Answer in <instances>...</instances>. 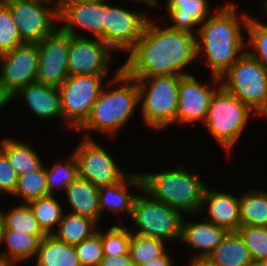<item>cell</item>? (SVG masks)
I'll return each instance as SVG.
<instances>
[{
  "label": "cell",
  "instance_id": "cell-40",
  "mask_svg": "<svg viewBox=\"0 0 267 266\" xmlns=\"http://www.w3.org/2000/svg\"><path fill=\"white\" fill-rule=\"evenodd\" d=\"M17 181V173L12 168L7 156L0 150V192L13 195Z\"/></svg>",
  "mask_w": 267,
  "mask_h": 266
},
{
  "label": "cell",
  "instance_id": "cell-26",
  "mask_svg": "<svg viewBox=\"0 0 267 266\" xmlns=\"http://www.w3.org/2000/svg\"><path fill=\"white\" fill-rule=\"evenodd\" d=\"M46 235L22 233L11 229H4L2 243L7 245V252H0V257L14 262L25 261L36 256L41 240Z\"/></svg>",
  "mask_w": 267,
  "mask_h": 266
},
{
  "label": "cell",
  "instance_id": "cell-45",
  "mask_svg": "<svg viewBox=\"0 0 267 266\" xmlns=\"http://www.w3.org/2000/svg\"><path fill=\"white\" fill-rule=\"evenodd\" d=\"M102 0H58L56 5H67L68 3H95Z\"/></svg>",
  "mask_w": 267,
  "mask_h": 266
},
{
  "label": "cell",
  "instance_id": "cell-12",
  "mask_svg": "<svg viewBox=\"0 0 267 266\" xmlns=\"http://www.w3.org/2000/svg\"><path fill=\"white\" fill-rule=\"evenodd\" d=\"M37 45L39 57L36 82L58 88L69 76L70 34L58 28Z\"/></svg>",
  "mask_w": 267,
  "mask_h": 266
},
{
  "label": "cell",
  "instance_id": "cell-8",
  "mask_svg": "<svg viewBox=\"0 0 267 266\" xmlns=\"http://www.w3.org/2000/svg\"><path fill=\"white\" fill-rule=\"evenodd\" d=\"M141 192L146 196H136L130 217L138 230L135 234L163 241L180 240L183 214Z\"/></svg>",
  "mask_w": 267,
  "mask_h": 266
},
{
  "label": "cell",
  "instance_id": "cell-14",
  "mask_svg": "<svg viewBox=\"0 0 267 266\" xmlns=\"http://www.w3.org/2000/svg\"><path fill=\"white\" fill-rule=\"evenodd\" d=\"M112 49L99 38L70 34L69 75H107Z\"/></svg>",
  "mask_w": 267,
  "mask_h": 266
},
{
  "label": "cell",
  "instance_id": "cell-48",
  "mask_svg": "<svg viewBox=\"0 0 267 266\" xmlns=\"http://www.w3.org/2000/svg\"><path fill=\"white\" fill-rule=\"evenodd\" d=\"M3 230H4V222L0 214V245L2 243Z\"/></svg>",
  "mask_w": 267,
  "mask_h": 266
},
{
  "label": "cell",
  "instance_id": "cell-28",
  "mask_svg": "<svg viewBox=\"0 0 267 266\" xmlns=\"http://www.w3.org/2000/svg\"><path fill=\"white\" fill-rule=\"evenodd\" d=\"M0 150L7 156L18 176L32 173L42 165L39 154L26 143L4 138Z\"/></svg>",
  "mask_w": 267,
  "mask_h": 266
},
{
  "label": "cell",
  "instance_id": "cell-5",
  "mask_svg": "<svg viewBox=\"0 0 267 266\" xmlns=\"http://www.w3.org/2000/svg\"><path fill=\"white\" fill-rule=\"evenodd\" d=\"M220 81L253 112L267 117V69L261 62L245 52L220 76Z\"/></svg>",
  "mask_w": 267,
  "mask_h": 266
},
{
  "label": "cell",
  "instance_id": "cell-24",
  "mask_svg": "<svg viewBox=\"0 0 267 266\" xmlns=\"http://www.w3.org/2000/svg\"><path fill=\"white\" fill-rule=\"evenodd\" d=\"M208 258L215 266H251L254 263L248 247L236 231H229Z\"/></svg>",
  "mask_w": 267,
  "mask_h": 266
},
{
  "label": "cell",
  "instance_id": "cell-44",
  "mask_svg": "<svg viewBox=\"0 0 267 266\" xmlns=\"http://www.w3.org/2000/svg\"><path fill=\"white\" fill-rule=\"evenodd\" d=\"M191 259L190 266H215L208 257H193Z\"/></svg>",
  "mask_w": 267,
  "mask_h": 266
},
{
  "label": "cell",
  "instance_id": "cell-17",
  "mask_svg": "<svg viewBox=\"0 0 267 266\" xmlns=\"http://www.w3.org/2000/svg\"><path fill=\"white\" fill-rule=\"evenodd\" d=\"M106 1L95 3H68L57 5L58 18L62 25L59 29L65 33L80 37L75 28L88 30L95 38L104 42V23Z\"/></svg>",
  "mask_w": 267,
  "mask_h": 266
},
{
  "label": "cell",
  "instance_id": "cell-42",
  "mask_svg": "<svg viewBox=\"0 0 267 266\" xmlns=\"http://www.w3.org/2000/svg\"><path fill=\"white\" fill-rule=\"evenodd\" d=\"M169 253H165L163 256L146 262L141 266H173Z\"/></svg>",
  "mask_w": 267,
  "mask_h": 266
},
{
  "label": "cell",
  "instance_id": "cell-33",
  "mask_svg": "<svg viewBox=\"0 0 267 266\" xmlns=\"http://www.w3.org/2000/svg\"><path fill=\"white\" fill-rule=\"evenodd\" d=\"M20 196L24 203L48 196V183L43 164L32 173L18 176L17 186L13 193Z\"/></svg>",
  "mask_w": 267,
  "mask_h": 266
},
{
  "label": "cell",
  "instance_id": "cell-29",
  "mask_svg": "<svg viewBox=\"0 0 267 266\" xmlns=\"http://www.w3.org/2000/svg\"><path fill=\"white\" fill-rule=\"evenodd\" d=\"M239 203L241 225L267 227V192H245Z\"/></svg>",
  "mask_w": 267,
  "mask_h": 266
},
{
  "label": "cell",
  "instance_id": "cell-31",
  "mask_svg": "<svg viewBox=\"0 0 267 266\" xmlns=\"http://www.w3.org/2000/svg\"><path fill=\"white\" fill-rule=\"evenodd\" d=\"M0 214L4 222V229L35 235H47L39 226L33 211L26 203L12 207L8 213L0 210Z\"/></svg>",
  "mask_w": 267,
  "mask_h": 266
},
{
  "label": "cell",
  "instance_id": "cell-50",
  "mask_svg": "<svg viewBox=\"0 0 267 266\" xmlns=\"http://www.w3.org/2000/svg\"><path fill=\"white\" fill-rule=\"evenodd\" d=\"M263 8L264 10H266V13H267V0H265V2L263 3Z\"/></svg>",
  "mask_w": 267,
  "mask_h": 266
},
{
  "label": "cell",
  "instance_id": "cell-7",
  "mask_svg": "<svg viewBox=\"0 0 267 266\" xmlns=\"http://www.w3.org/2000/svg\"><path fill=\"white\" fill-rule=\"evenodd\" d=\"M253 111L222 86L214 93L204 124L226 151L234 147Z\"/></svg>",
  "mask_w": 267,
  "mask_h": 266
},
{
  "label": "cell",
  "instance_id": "cell-20",
  "mask_svg": "<svg viewBox=\"0 0 267 266\" xmlns=\"http://www.w3.org/2000/svg\"><path fill=\"white\" fill-rule=\"evenodd\" d=\"M225 227L215 225L204 219V222H185L181 224V242L190 244L192 249L201 250L194 257H208L228 234Z\"/></svg>",
  "mask_w": 267,
  "mask_h": 266
},
{
  "label": "cell",
  "instance_id": "cell-39",
  "mask_svg": "<svg viewBox=\"0 0 267 266\" xmlns=\"http://www.w3.org/2000/svg\"><path fill=\"white\" fill-rule=\"evenodd\" d=\"M82 266H99L103 258L101 231L96 230L89 238L75 245Z\"/></svg>",
  "mask_w": 267,
  "mask_h": 266
},
{
  "label": "cell",
  "instance_id": "cell-51",
  "mask_svg": "<svg viewBox=\"0 0 267 266\" xmlns=\"http://www.w3.org/2000/svg\"><path fill=\"white\" fill-rule=\"evenodd\" d=\"M251 266H262L260 263H253Z\"/></svg>",
  "mask_w": 267,
  "mask_h": 266
},
{
  "label": "cell",
  "instance_id": "cell-23",
  "mask_svg": "<svg viewBox=\"0 0 267 266\" xmlns=\"http://www.w3.org/2000/svg\"><path fill=\"white\" fill-rule=\"evenodd\" d=\"M164 7L174 23L168 27L191 33L194 26L202 24L209 14L207 0H167Z\"/></svg>",
  "mask_w": 267,
  "mask_h": 266
},
{
  "label": "cell",
  "instance_id": "cell-13",
  "mask_svg": "<svg viewBox=\"0 0 267 266\" xmlns=\"http://www.w3.org/2000/svg\"><path fill=\"white\" fill-rule=\"evenodd\" d=\"M147 21L141 13L106 4L104 43L112 50L128 53L142 36Z\"/></svg>",
  "mask_w": 267,
  "mask_h": 266
},
{
  "label": "cell",
  "instance_id": "cell-46",
  "mask_svg": "<svg viewBox=\"0 0 267 266\" xmlns=\"http://www.w3.org/2000/svg\"><path fill=\"white\" fill-rule=\"evenodd\" d=\"M132 1H135V2H140V3H144V4H146V5H149V7H156V6H158V4H159V1L158 0H132Z\"/></svg>",
  "mask_w": 267,
  "mask_h": 266
},
{
  "label": "cell",
  "instance_id": "cell-6",
  "mask_svg": "<svg viewBox=\"0 0 267 266\" xmlns=\"http://www.w3.org/2000/svg\"><path fill=\"white\" fill-rule=\"evenodd\" d=\"M182 77L173 75L135 79L142 104V118L148 127L162 129L175 122Z\"/></svg>",
  "mask_w": 267,
  "mask_h": 266
},
{
  "label": "cell",
  "instance_id": "cell-15",
  "mask_svg": "<svg viewBox=\"0 0 267 266\" xmlns=\"http://www.w3.org/2000/svg\"><path fill=\"white\" fill-rule=\"evenodd\" d=\"M38 57L37 43H25L1 54L0 81L13 94L21 87L36 82Z\"/></svg>",
  "mask_w": 267,
  "mask_h": 266
},
{
  "label": "cell",
  "instance_id": "cell-21",
  "mask_svg": "<svg viewBox=\"0 0 267 266\" xmlns=\"http://www.w3.org/2000/svg\"><path fill=\"white\" fill-rule=\"evenodd\" d=\"M21 95L28 107L41 119L62 117L60 92L57 87L48 86L38 82L21 87L14 93Z\"/></svg>",
  "mask_w": 267,
  "mask_h": 266
},
{
  "label": "cell",
  "instance_id": "cell-36",
  "mask_svg": "<svg viewBox=\"0 0 267 266\" xmlns=\"http://www.w3.org/2000/svg\"><path fill=\"white\" fill-rule=\"evenodd\" d=\"M131 230L123 226H112L106 234L101 231L103 255L119 256L127 254L131 239Z\"/></svg>",
  "mask_w": 267,
  "mask_h": 266
},
{
  "label": "cell",
  "instance_id": "cell-3",
  "mask_svg": "<svg viewBox=\"0 0 267 266\" xmlns=\"http://www.w3.org/2000/svg\"><path fill=\"white\" fill-rule=\"evenodd\" d=\"M107 86L114 83V89L103 86L85 123L77 131H97L114 136L132 116L140 103L138 84L119 67ZM118 82V83H117ZM121 85H120V84Z\"/></svg>",
  "mask_w": 267,
  "mask_h": 266
},
{
  "label": "cell",
  "instance_id": "cell-1",
  "mask_svg": "<svg viewBox=\"0 0 267 266\" xmlns=\"http://www.w3.org/2000/svg\"><path fill=\"white\" fill-rule=\"evenodd\" d=\"M195 35L148 19L121 69L133 79L190 75L182 69L198 58Z\"/></svg>",
  "mask_w": 267,
  "mask_h": 266
},
{
  "label": "cell",
  "instance_id": "cell-37",
  "mask_svg": "<svg viewBox=\"0 0 267 266\" xmlns=\"http://www.w3.org/2000/svg\"><path fill=\"white\" fill-rule=\"evenodd\" d=\"M25 44L22 40L17 25L12 18L9 8L0 3V55L12 51L18 46Z\"/></svg>",
  "mask_w": 267,
  "mask_h": 266
},
{
  "label": "cell",
  "instance_id": "cell-10",
  "mask_svg": "<svg viewBox=\"0 0 267 266\" xmlns=\"http://www.w3.org/2000/svg\"><path fill=\"white\" fill-rule=\"evenodd\" d=\"M2 2L9 8L25 43H38L59 28L56 25V21L59 20L57 5L53 9L46 6L47 3L54 4L56 1L2 0Z\"/></svg>",
  "mask_w": 267,
  "mask_h": 266
},
{
  "label": "cell",
  "instance_id": "cell-11",
  "mask_svg": "<svg viewBox=\"0 0 267 266\" xmlns=\"http://www.w3.org/2000/svg\"><path fill=\"white\" fill-rule=\"evenodd\" d=\"M91 138L85 134L73 152L78 162L79 177L98 188L121 181L128 173L120 169L113 157Z\"/></svg>",
  "mask_w": 267,
  "mask_h": 266
},
{
  "label": "cell",
  "instance_id": "cell-4",
  "mask_svg": "<svg viewBox=\"0 0 267 266\" xmlns=\"http://www.w3.org/2000/svg\"><path fill=\"white\" fill-rule=\"evenodd\" d=\"M184 166L158 173L140 174L142 190L151 198L182 212L200 211L206 184Z\"/></svg>",
  "mask_w": 267,
  "mask_h": 266
},
{
  "label": "cell",
  "instance_id": "cell-41",
  "mask_svg": "<svg viewBox=\"0 0 267 266\" xmlns=\"http://www.w3.org/2000/svg\"><path fill=\"white\" fill-rule=\"evenodd\" d=\"M99 266H134L129 252L119 256L104 255Z\"/></svg>",
  "mask_w": 267,
  "mask_h": 266
},
{
  "label": "cell",
  "instance_id": "cell-35",
  "mask_svg": "<svg viewBox=\"0 0 267 266\" xmlns=\"http://www.w3.org/2000/svg\"><path fill=\"white\" fill-rule=\"evenodd\" d=\"M236 232L248 247L254 263L267 258V227L241 225Z\"/></svg>",
  "mask_w": 267,
  "mask_h": 266
},
{
  "label": "cell",
  "instance_id": "cell-19",
  "mask_svg": "<svg viewBox=\"0 0 267 266\" xmlns=\"http://www.w3.org/2000/svg\"><path fill=\"white\" fill-rule=\"evenodd\" d=\"M134 186L142 191V180L139 174L128 173L121 181L99 187L100 218L105 209L115 212H125L131 217L133 204L137 194L128 192L127 186Z\"/></svg>",
  "mask_w": 267,
  "mask_h": 266
},
{
  "label": "cell",
  "instance_id": "cell-16",
  "mask_svg": "<svg viewBox=\"0 0 267 266\" xmlns=\"http://www.w3.org/2000/svg\"><path fill=\"white\" fill-rule=\"evenodd\" d=\"M215 86H204L192 74L183 76L179 85L177 116L174 123L188 124L194 121L205 122L214 93L221 87L220 77L212 76ZM215 87V88H214ZM216 89V90H215Z\"/></svg>",
  "mask_w": 267,
  "mask_h": 266
},
{
  "label": "cell",
  "instance_id": "cell-18",
  "mask_svg": "<svg viewBox=\"0 0 267 266\" xmlns=\"http://www.w3.org/2000/svg\"><path fill=\"white\" fill-rule=\"evenodd\" d=\"M207 205L210 216L204 219L215 225L225 227L228 231H237L241 226L239 198L229 193L210 190L206 186L203 194L202 206Z\"/></svg>",
  "mask_w": 267,
  "mask_h": 266
},
{
  "label": "cell",
  "instance_id": "cell-32",
  "mask_svg": "<svg viewBox=\"0 0 267 266\" xmlns=\"http://www.w3.org/2000/svg\"><path fill=\"white\" fill-rule=\"evenodd\" d=\"M131 232L128 252L134 266H141L148 261L163 256L166 253L163 240L141 236L135 234L132 230Z\"/></svg>",
  "mask_w": 267,
  "mask_h": 266
},
{
  "label": "cell",
  "instance_id": "cell-30",
  "mask_svg": "<svg viewBox=\"0 0 267 266\" xmlns=\"http://www.w3.org/2000/svg\"><path fill=\"white\" fill-rule=\"evenodd\" d=\"M33 211L41 229L47 234L53 233V226L59 224L63 218L64 212L54 195H48L34 199L27 203Z\"/></svg>",
  "mask_w": 267,
  "mask_h": 266
},
{
  "label": "cell",
  "instance_id": "cell-9",
  "mask_svg": "<svg viewBox=\"0 0 267 266\" xmlns=\"http://www.w3.org/2000/svg\"><path fill=\"white\" fill-rule=\"evenodd\" d=\"M106 75H69L58 87L62 117L78 130L89 117Z\"/></svg>",
  "mask_w": 267,
  "mask_h": 266
},
{
  "label": "cell",
  "instance_id": "cell-38",
  "mask_svg": "<svg viewBox=\"0 0 267 266\" xmlns=\"http://www.w3.org/2000/svg\"><path fill=\"white\" fill-rule=\"evenodd\" d=\"M245 29L248 31V41L254 49V51L246 49V52L267 69V25L250 16Z\"/></svg>",
  "mask_w": 267,
  "mask_h": 266
},
{
  "label": "cell",
  "instance_id": "cell-47",
  "mask_svg": "<svg viewBox=\"0 0 267 266\" xmlns=\"http://www.w3.org/2000/svg\"><path fill=\"white\" fill-rule=\"evenodd\" d=\"M17 264H18L17 262H14L7 258L0 257V266H15Z\"/></svg>",
  "mask_w": 267,
  "mask_h": 266
},
{
  "label": "cell",
  "instance_id": "cell-34",
  "mask_svg": "<svg viewBox=\"0 0 267 266\" xmlns=\"http://www.w3.org/2000/svg\"><path fill=\"white\" fill-rule=\"evenodd\" d=\"M45 171L49 195H53L55 188H62L66 191V188L79 176L78 162L74 153L66 160L65 164L58 162L50 169L45 167Z\"/></svg>",
  "mask_w": 267,
  "mask_h": 266
},
{
  "label": "cell",
  "instance_id": "cell-43",
  "mask_svg": "<svg viewBox=\"0 0 267 266\" xmlns=\"http://www.w3.org/2000/svg\"><path fill=\"white\" fill-rule=\"evenodd\" d=\"M14 94L0 81V108L12 100Z\"/></svg>",
  "mask_w": 267,
  "mask_h": 266
},
{
  "label": "cell",
  "instance_id": "cell-22",
  "mask_svg": "<svg viewBox=\"0 0 267 266\" xmlns=\"http://www.w3.org/2000/svg\"><path fill=\"white\" fill-rule=\"evenodd\" d=\"M65 196L72 207L70 213L92 219L96 224L100 219L99 188L87 179L77 177L67 188Z\"/></svg>",
  "mask_w": 267,
  "mask_h": 266
},
{
  "label": "cell",
  "instance_id": "cell-49",
  "mask_svg": "<svg viewBox=\"0 0 267 266\" xmlns=\"http://www.w3.org/2000/svg\"><path fill=\"white\" fill-rule=\"evenodd\" d=\"M260 264H261L262 266H267V258L264 259L262 262H260Z\"/></svg>",
  "mask_w": 267,
  "mask_h": 266
},
{
  "label": "cell",
  "instance_id": "cell-2",
  "mask_svg": "<svg viewBox=\"0 0 267 266\" xmlns=\"http://www.w3.org/2000/svg\"><path fill=\"white\" fill-rule=\"evenodd\" d=\"M215 13L197 28L199 38H196V46L197 57L205 53L212 76L220 77L246 52L243 50L246 43L241 25L246 28L250 16L242 14L239 19L236 5L232 2Z\"/></svg>",
  "mask_w": 267,
  "mask_h": 266
},
{
  "label": "cell",
  "instance_id": "cell-27",
  "mask_svg": "<svg viewBox=\"0 0 267 266\" xmlns=\"http://www.w3.org/2000/svg\"><path fill=\"white\" fill-rule=\"evenodd\" d=\"M58 225L59 229L54 230L51 235L59 241L74 246L89 238L98 228L92 219L70 212L63 215Z\"/></svg>",
  "mask_w": 267,
  "mask_h": 266
},
{
  "label": "cell",
  "instance_id": "cell-25",
  "mask_svg": "<svg viewBox=\"0 0 267 266\" xmlns=\"http://www.w3.org/2000/svg\"><path fill=\"white\" fill-rule=\"evenodd\" d=\"M36 266H82L74 245L46 235L37 252Z\"/></svg>",
  "mask_w": 267,
  "mask_h": 266
}]
</instances>
